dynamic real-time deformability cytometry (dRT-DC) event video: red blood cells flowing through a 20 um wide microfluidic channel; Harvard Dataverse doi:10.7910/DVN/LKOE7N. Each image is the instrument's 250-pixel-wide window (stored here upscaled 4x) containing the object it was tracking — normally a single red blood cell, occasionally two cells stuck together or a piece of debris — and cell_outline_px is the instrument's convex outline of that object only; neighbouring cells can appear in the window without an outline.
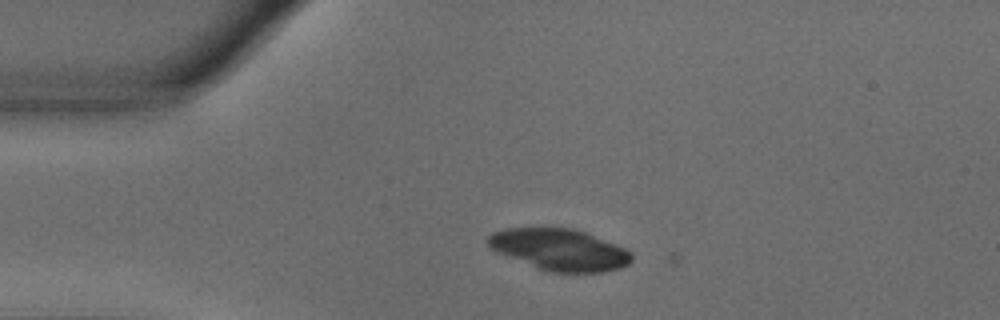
{"species": "common noctule bat (a hibernating species)", "species_latin": "Nyctalus noctula", "temperature_condition": "warm", "stored_images_in_passage": 4, "camera_frame_rate_fps": 3000, "um_per_image_px": 0.085, "animal": {"sex": "male", "body_mass_g": 18.8}, "frame": {"image": 1, "passage_image": 1, "time_ms": 0.0, "image_size_px": [1000, 320], "cell_outline_px": [[632, 260], [628, 264], [620, 268], [604, 272], [552, 272], [540, 268], [496, 252], [488, 248], [488, 236], [492, 232], [504, 228], [572, 228], [584, 232], [616, 244], [632, 252]], "centroid_in_image_um": [47.56, 21.21], "position_along_channel_um": 37.4, "area_um2": 34.51}}